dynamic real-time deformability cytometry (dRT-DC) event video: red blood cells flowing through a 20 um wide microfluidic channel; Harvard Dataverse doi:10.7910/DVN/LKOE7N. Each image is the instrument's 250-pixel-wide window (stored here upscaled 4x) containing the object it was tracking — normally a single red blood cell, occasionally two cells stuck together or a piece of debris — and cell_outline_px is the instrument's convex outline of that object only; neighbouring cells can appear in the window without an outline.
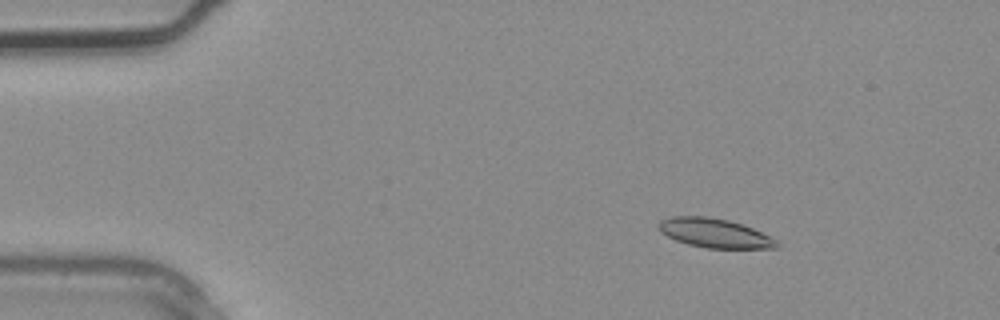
{"species": "common noctule bat (a hibernating species)", "species_latin": "Nyctalus noctula", "temperature_condition": "warm", "stored_images_in_passage": 3, "camera_frame_rate_fps": 3000, "um_per_image_px": 0.085, "animal": {"sex": "male", "body_mass_g": 20.4}, "frame": {"image": 1, "passage_image": 3, "time_ms": 0.667, "image_size_px": [1000, 320], "cell_outline_px": [[780, 244], [776, 248], [708, 248], [688, 244], [676, 240], [660, 232], [656, 228], [660, 220], [672, 216], [708, 216], [728, 220], [752, 228], [776, 240]], "centroid_in_image_um": [60.69, 19.8], "position_along_channel_um": 24.3, "area_um2": 19.94}}